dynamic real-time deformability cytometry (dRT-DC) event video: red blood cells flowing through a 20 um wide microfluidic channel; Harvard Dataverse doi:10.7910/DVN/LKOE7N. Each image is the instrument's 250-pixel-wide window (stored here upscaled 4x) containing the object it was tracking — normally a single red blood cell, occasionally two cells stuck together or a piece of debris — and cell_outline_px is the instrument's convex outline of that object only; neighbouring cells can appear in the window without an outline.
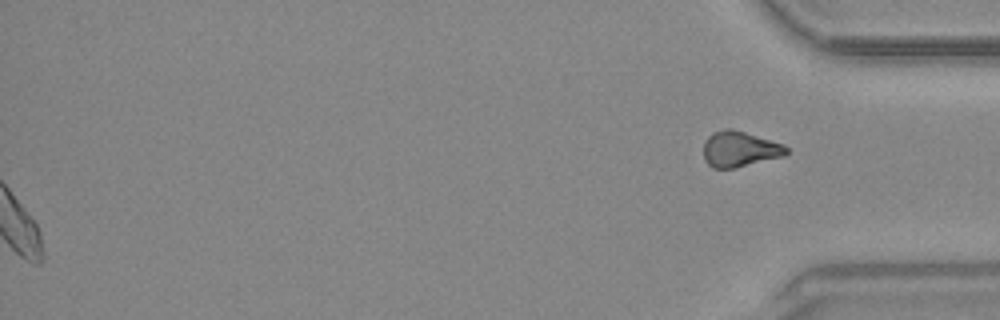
{"species": "common noctule bat (a hibernating species)", "species_latin": "Nyctalus noctula", "temperature_condition": "warm", "stored_images_in_passage": 39, "segment_of_instrument_passage": [2, 2], "camera_frame_rate_fps": 3000, "um_per_image_px": 0.085, "animal": {"sex": "male", "body_mass_g": 20.4}, "frame": {"image": 1, "passage_image": 39, "time_ms": 12.667, "image_size_px": [1000, 320], "cell_outline_px": [[788, 152], [784, 156], [732, 168], [712, 168], [704, 160], [704, 140], [712, 132], [724, 128], [732, 128], [784, 144], [788, 148]], "centroid_in_image_um": [62.85, 12.65], "position_along_channel_um": 372.4, "area_um2": 17.22}}